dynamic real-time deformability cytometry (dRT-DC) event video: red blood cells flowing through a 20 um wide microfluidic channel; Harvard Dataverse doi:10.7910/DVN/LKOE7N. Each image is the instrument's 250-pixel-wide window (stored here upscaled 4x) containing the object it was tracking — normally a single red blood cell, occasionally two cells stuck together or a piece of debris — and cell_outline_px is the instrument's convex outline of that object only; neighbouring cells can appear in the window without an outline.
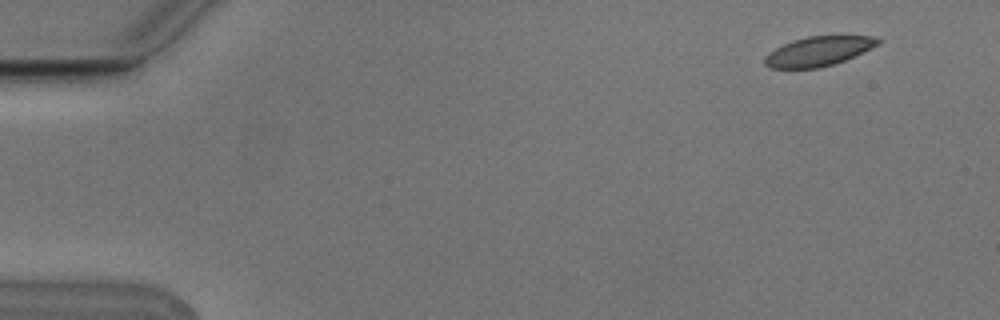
{"species": "Egyptian fruit bat (a non-hibernating species)", "species_latin": "Rousettus aegyptiacus", "temperature_condition": "cold", "stored_images_in_passage": 4, "camera_frame_rate_fps": 3000, "um_per_image_px": 0.085, "animal": {"sex": "male"}, "frame": {"image": 1, "passage_image": 1, "time_ms": 0.0, "image_size_px": [1000, 320], "cell_outline_px": [[884, 40], [880, 44], [844, 60], [820, 68], [768, 68], [764, 64], [764, 56], [768, 52], [792, 40], [808, 36], [872, 36]], "centroid_in_image_um": [69.55, 4.35], "position_along_channel_um": 15.5, "area_um2": 19.42}}
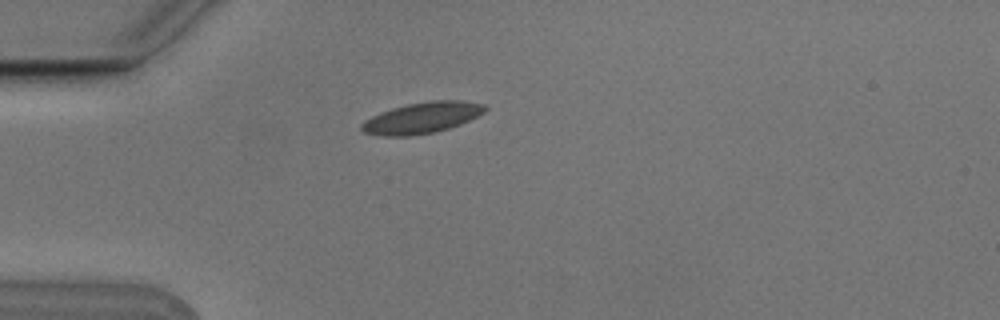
{"frame": {"image": 2, "passage_image": 4, "time_ms": 1.0, "image_size_px": [1000, 320], "cell_outline_px": [[488, 108], [484, 112], [460, 124], [436, 132], [408, 136], [384, 136], [364, 132], [360, 128], [360, 124], [364, 120], [380, 112], [392, 108], [408, 104], [432, 100], [460, 100], [484, 104]], "centroid_in_image_um": [35.85, 10.01], "position_along_channel_um": 49.2, "area_um2": 22.25}}